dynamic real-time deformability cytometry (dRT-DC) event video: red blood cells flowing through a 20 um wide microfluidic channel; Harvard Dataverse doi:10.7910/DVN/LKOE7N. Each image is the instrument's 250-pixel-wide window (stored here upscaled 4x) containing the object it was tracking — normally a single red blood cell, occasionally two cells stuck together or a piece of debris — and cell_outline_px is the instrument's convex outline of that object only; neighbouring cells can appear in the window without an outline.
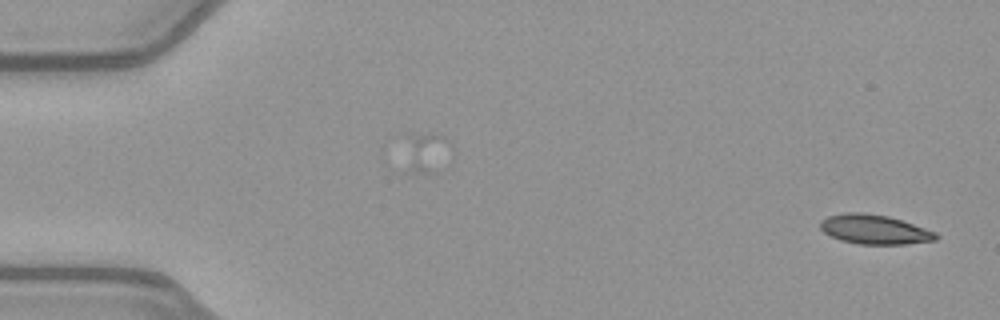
{"species": "common noctule bat (a hibernating species)", "species_latin": "Nyctalus noctula", "temperature_condition": "warm", "stored_images_in_passage": 42, "camera_frame_rate_fps": 3000, "um_per_image_px": 0.085, "animal": {"sex": "female", "body_mass_g": 21.9}, "frame": {"image": 1, "passage_image": 1, "time_ms": 0.0, "image_size_px": [1000, 320], "cell_outline_px": [[940, 236], [936, 240], [904, 244], [860, 244], [840, 240], [824, 232], [820, 228], [820, 220], [828, 216], [848, 212], [860, 212], [888, 216], [936, 232]], "centroid_in_image_um": [74.32, 19.5], "position_along_channel_um": 10.7, "area_um2": 19.65}}
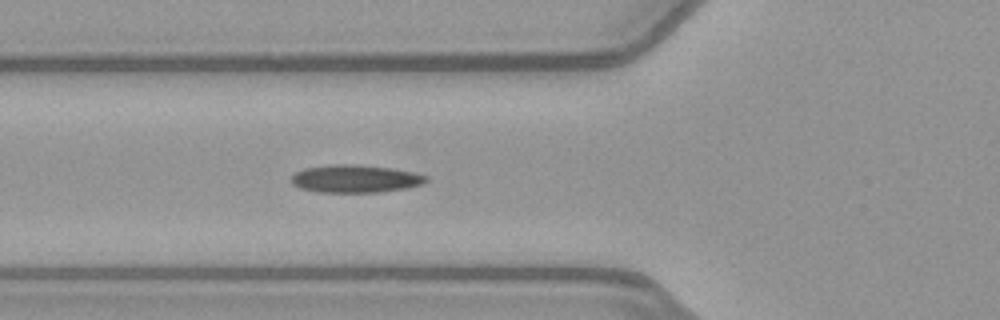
{"frame": {"image": 2, "passage_image": 18, "time_ms": 5.667, "image_size_px": [1000, 320], "cell_outline_px": [[428, 180], [424, 184], [404, 188], [380, 192], [316, 192], [300, 188], [292, 184], [292, 176], [296, 172], [304, 168], [332, 164], [356, 164], [388, 168], [412, 172], [428, 176]], "centroid_in_image_um": [30.18, 15.19], "position_along_channel_um": 95.6, "area_um2": 21.73}}
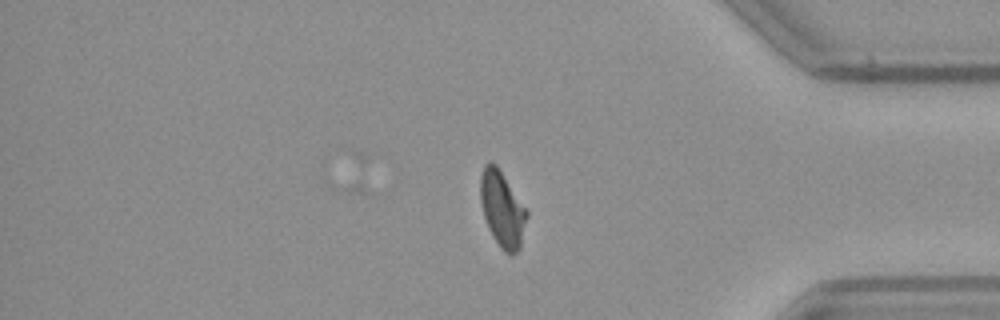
{"frame": {"image": 3, "passage_image": 42, "time_ms": 13.667, "image_size_px": [1000, 320], "cell_outline_px": [[528, 216], [520, 248], [512, 256], [504, 252], [500, 248], [492, 236], [488, 228], [484, 216], [480, 200], [480, 176], [484, 164], [488, 160], [492, 160], [496, 164], [528, 212]], "centroid_in_image_um": [42.67, 17.78], "position_along_channel_um": 392.5, "area_um2": 20.63}, "authors_computed_cell_mechanics": {"area_um2": 20.6057, "velocity_mm_per_s": 3.9884, "shape_relaxation_time_tau1_ms": null, "shape_relaxation_time_tau2_ms": 3.5716, "deformation_change_tau1": null, "deformation_change_tau2": 0.1033}}